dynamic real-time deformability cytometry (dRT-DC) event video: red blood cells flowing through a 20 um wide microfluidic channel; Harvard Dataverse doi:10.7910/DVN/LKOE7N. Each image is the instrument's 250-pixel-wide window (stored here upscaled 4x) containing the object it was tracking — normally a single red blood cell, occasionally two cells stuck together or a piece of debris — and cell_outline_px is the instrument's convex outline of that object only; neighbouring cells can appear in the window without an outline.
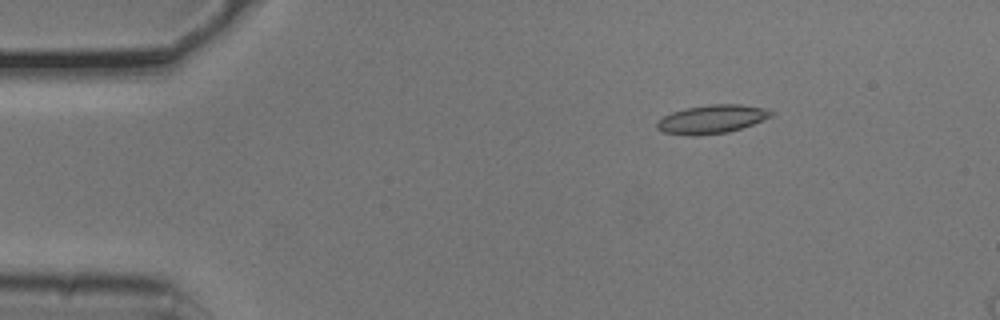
{"species": "common noctule bat (a hibernating species)", "species_latin": "Nyctalus noctula", "temperature_condition": "cold", "stored_images_in_passage": 4, "camera_frame_rate_fps": 3000, "um_per_image_px": 0.085, "animal": {"sex": "male", "body_mass_g": 20.5, "forearm_length_mm": 52.5}, "frame": {"image": 1, "passage_image": 3, "time_ms": 0.667, "image_size_px": [1000, 320], "cell_outline_px": [[776, 112], [772, 116], [752, 124], [728, 132], [696, 136], [688, 136], [664, 132], [656, 128], [656, 124], [664, 116], [672, 112], [684, 108], [708, 104], [740, 104], [764, 108]], "centroid_in_image_um": [60.5, 10.13], "position_along_channel_um": 24.5, "area_um2": 19.02}}